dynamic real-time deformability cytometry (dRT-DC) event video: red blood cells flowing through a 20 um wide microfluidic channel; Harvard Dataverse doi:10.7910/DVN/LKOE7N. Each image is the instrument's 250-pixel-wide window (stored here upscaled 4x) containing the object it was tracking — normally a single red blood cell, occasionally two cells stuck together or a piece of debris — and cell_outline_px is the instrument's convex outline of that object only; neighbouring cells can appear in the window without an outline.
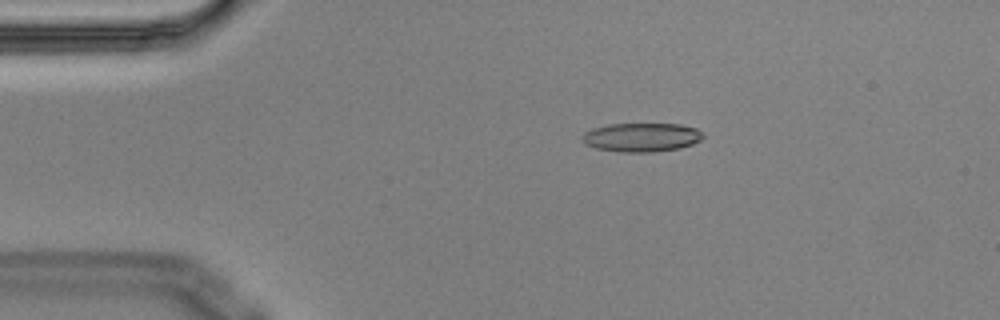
{"species": "Egyptian fruit bat (a non-hibernating species)", "species_latin": "Rousettus aegyptiacus", "temperature_condition": "cold", "stored_images_in_passage": 6, "camera_frame_rate_fps": 3000, "um_per_image_px": 0.085, "animal": {"sex": "male"}, "frame": {"image": 1, "passage_image": 3, "time_ms": 0.667, "image_size_px": [1000, 320], "cell_outline_px": [[704, 136], [700, 140], [692, 144], [680, 148], [652, 152], [620, 152], [596, 148], [584, 144], [580, 140], [580, 136], [584, 132], [592, 128], [608, 124], [680, 124], [696, 128], [704, 132]], "centroid_in_image_um": [54.5, 11.67], "position_along_channel_um": 30.5, "area_um2": 20.58}}